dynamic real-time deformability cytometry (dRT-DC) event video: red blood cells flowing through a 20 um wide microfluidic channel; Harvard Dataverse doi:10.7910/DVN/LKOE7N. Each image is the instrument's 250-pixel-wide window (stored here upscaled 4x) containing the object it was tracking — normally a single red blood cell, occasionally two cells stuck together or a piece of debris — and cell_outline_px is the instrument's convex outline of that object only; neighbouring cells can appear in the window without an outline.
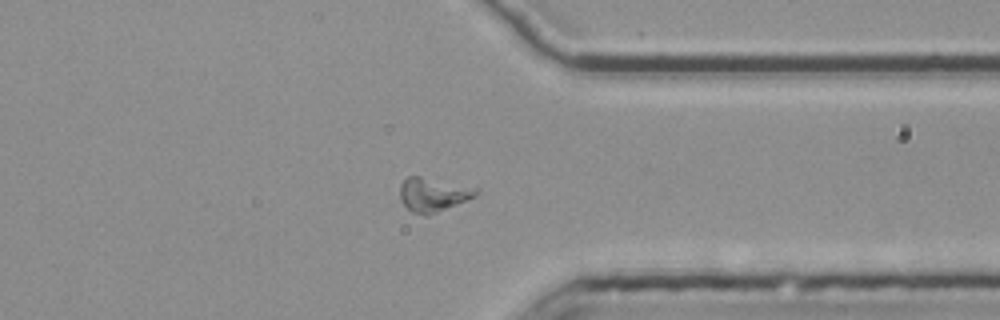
{"species": "common noctule bat (a hibernating species)", "species_latin": "Nyctalus noctula", "temperature_condition": "room temperature", "stored_images_in_passage": 39, "segment_of_instrument_passage": [2, 2], "camera_frame_rate_fps": 3000, "um_per_image_px": 0.085, "animal": {"sex": "female", "body_mass_g": 25.1}, "frame": {"image": 1, "passage_image": 26, "time_ms": 8.333, "image_size_px": [1000, 320], "cell_outline_px": [[480, 192], [476, 196], [428, 216], [424, 216], [412, 212], [400, 200], [400, 184], [408, 176], [420, 176], [476, 188]], "centroid_in_image_um": [36.79, 16.55], "position_along_channel_um": 374.6, "area_um2": 14.91}}
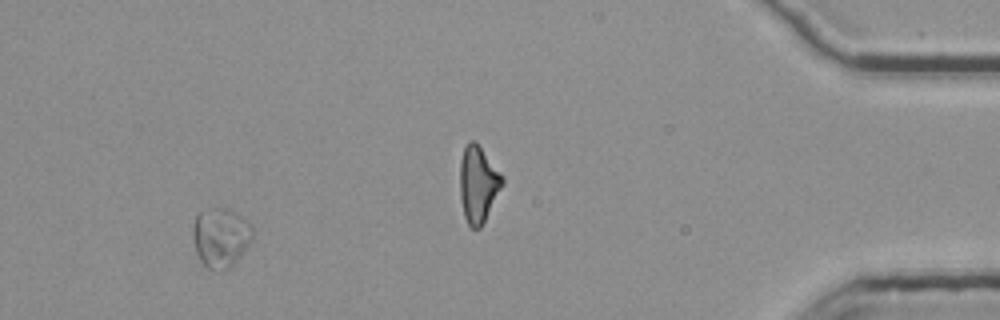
{"frame": {"image": 2, "passage_image": 35, "time_ms": 11.333, "image_size_px": [1000, 320], "cell_outline_px": [[252, 240], [240, 256], [232, 264], [224, 268], [208, 268], [200, 260], [196, 252], [192, 236], [192, 228], [196, 216], [200, 212], [212, 208], [228, 208], [236, 212], [248, 220], [252, 224]], "centroid_in_image_um": [18.76, 20.12], "position_along_channel_um": 416.4, "area_um2": 20.46}}